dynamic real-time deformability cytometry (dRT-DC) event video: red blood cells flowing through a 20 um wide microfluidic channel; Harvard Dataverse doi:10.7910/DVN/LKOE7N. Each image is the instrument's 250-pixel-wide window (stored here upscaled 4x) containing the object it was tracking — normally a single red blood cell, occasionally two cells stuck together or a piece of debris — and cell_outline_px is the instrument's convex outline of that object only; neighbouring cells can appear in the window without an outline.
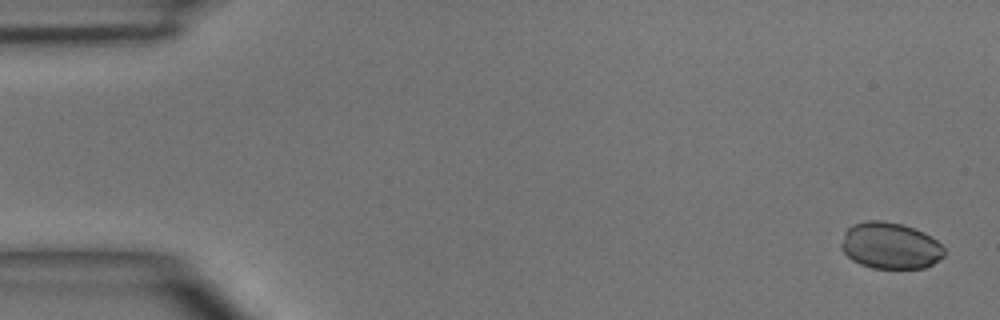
{"species": "common noctule bat (a hibernating species)", "species_latin": "Nyctalus noctula", "temperature_condition": "room temperature", "stored_images_in_passage": 5, "camera_frame_rate_fps": 3000, "um_per_image_px": 0.085, "animal": {"sex": "male", "body_mass_g": 15.6}, "frame": {"image": 1, "passage_image": 1, "time_ms": 0.0, "image_size_px": [1000, 320], "cell_outline_px": [[944, 256], [932, 264], [924, 268], [872, 268], [860, 264], [852, 260], [840, 248], [840, 244], [844, 232], [852, 224], [868, 220], [880, 220], [904, 224], [924, 232], [936, 240], [944, 248]], "centroid_in_image_um": [75.65, 20.87], "position_along_channel_um": 9.4, "area_um2": 28.03}}